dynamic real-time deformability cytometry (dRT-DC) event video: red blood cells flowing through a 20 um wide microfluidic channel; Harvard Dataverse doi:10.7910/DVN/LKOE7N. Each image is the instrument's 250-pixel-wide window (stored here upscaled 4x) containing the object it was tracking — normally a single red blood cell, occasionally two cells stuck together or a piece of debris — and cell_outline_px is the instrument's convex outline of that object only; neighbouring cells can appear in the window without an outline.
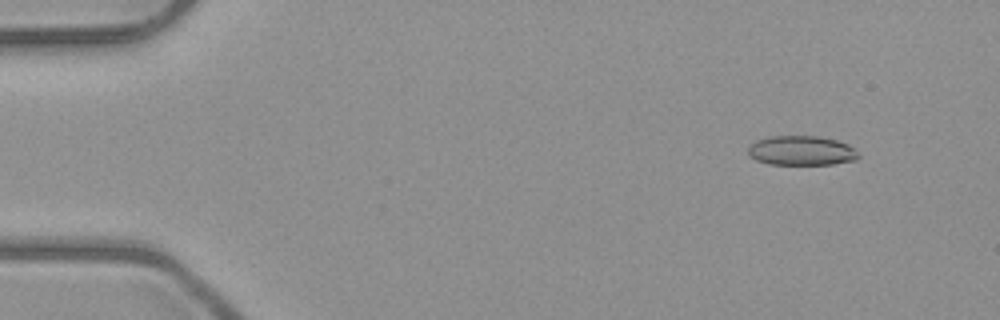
{"species": "common noctule bat (a hibernating species)", "species_latin": "Nyctalus noctula", "temperature_condition": "room temperature", "stored_images_in_passage": 4, "camera_frame_rate_fps": 3000, "um_per_image_px": 0.085, "animal": {"sex": "male", "body_mass_g": 23.1, "forearm_length_mm": 52.7}, "frame": {"image": 1, "passage_image": 1, "time_ms": 0.0, "image_size_px": [1000, 320], "cell_outline_px": [[860, 156], [856, 160], [832, 164], [768, 164], [756, 160], [748, 156], [748, 148], [756, 140], [768, 136], [820, 136], [836, 140], [848, 144]], "centroid_in_image_um": [68.09, 12.8], "position_along_channel_um": 16.9, "area_um2": 19.02}}